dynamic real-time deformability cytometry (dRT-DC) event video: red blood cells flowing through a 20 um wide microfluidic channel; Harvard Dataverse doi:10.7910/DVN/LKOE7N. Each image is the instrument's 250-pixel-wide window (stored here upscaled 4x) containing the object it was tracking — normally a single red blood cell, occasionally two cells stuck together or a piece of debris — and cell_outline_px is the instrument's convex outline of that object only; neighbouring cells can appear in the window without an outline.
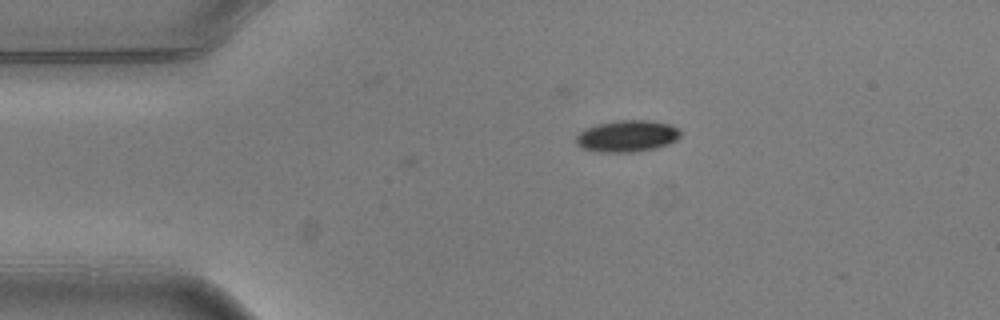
{"species": "common noctule bat (a hibernating species)", "species_latin": "Nyctalus noctula", "temperature_condition": "warm", "stored_images_in_passage": 2, "camera_frame_rate_fps": 3000, "um_per_image_px": 0.085, "animal": {"sex": "male", "body_mass_g": 20.5, "forearm_length_mm": 52.5}, "frame": {"image": 1, "passage_image": 1, "time_ms": 0.0, "image_size_px": [1000, 320], "cell_outline_px": [[680, 136], [676, 140], [668, 144], [652, 148], [632, 152], [600, 152], [584, 148], [576, 144], [576, 136], [584, 128], [596, 124], [616, 120], [652, 120], [672, 124], [680, 132]], "centroid_in_image_um": [53.29, 11.54], "position_along_channel_um": 31.7, "area_um2": 19.25}}